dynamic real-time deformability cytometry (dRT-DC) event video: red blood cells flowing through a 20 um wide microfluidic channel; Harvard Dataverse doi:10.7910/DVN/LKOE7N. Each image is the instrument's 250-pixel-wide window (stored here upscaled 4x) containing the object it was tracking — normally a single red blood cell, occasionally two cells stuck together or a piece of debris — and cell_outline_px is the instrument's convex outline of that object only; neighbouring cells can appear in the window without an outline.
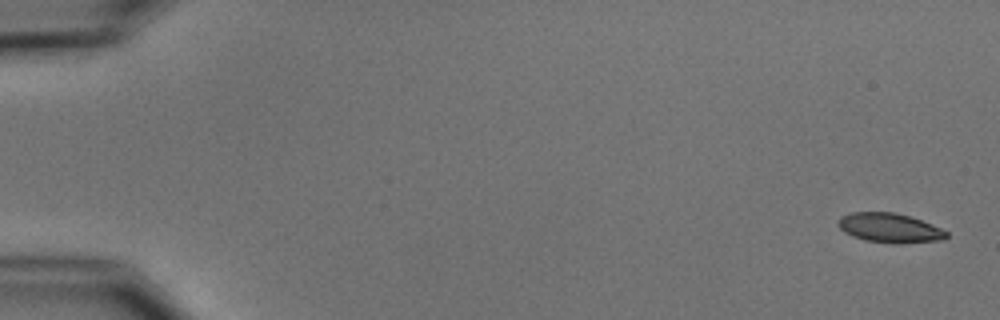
{"species": "common noctule bat (a hibernating species)", "species_latin": "Nyctalus noctula", "temperature_condition": "cold", "stored_images_in_passage": 10, "camera_frame_rate_fps": 3000, "um_per_image_px": 0.085, "animal": {"sex": "male", "body_mass_g": 15.6}, "frame": {"image": 1, "passage_image": 1, "time_ms": 0.0, "image_size_px": [1000, 320], "cell_outline_px": [[948, 236], [944, 240], [900, 244], [892, 244], [864, 240], [852, 236], [844, 232], [836, 224], [836, 220], [840, 216], [852, 212], [896, 212], [932, 224], [948, 232]], "centroid_in_image_um": [75.6, 19.38], "position_along_channel_um": 9.4, "area_um2": 18.9}}
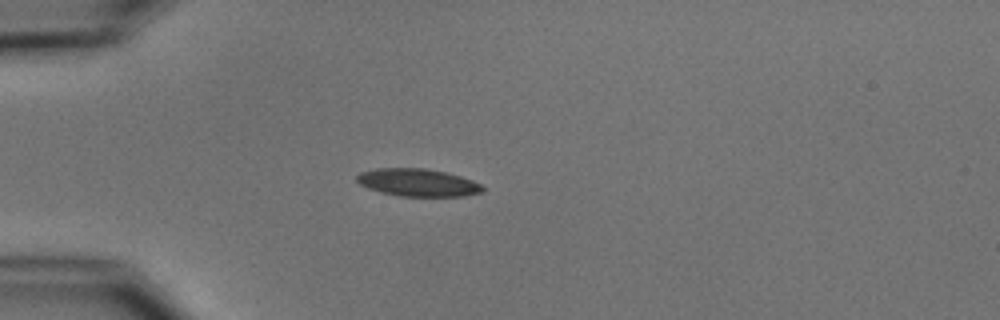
{"frame": {"image": 2, "passage_image": 4, "time_ms": 4.667, "image_size_px": [1000, 320], "cell_outline_px": [[484, 192], [464, 196], [400, 196], [380, 192], [368, 188], [360, 184], [356, 180], [356, 176], [360, 172], [376, 168], [424, 168], [444, 172], [460, 176], [472, 180], [480, 184], [484, 188]], "centroid_in_image_um": [35.5, 15.52], "position_along_channel_um": 49.5, "area_um2": 20.23}}
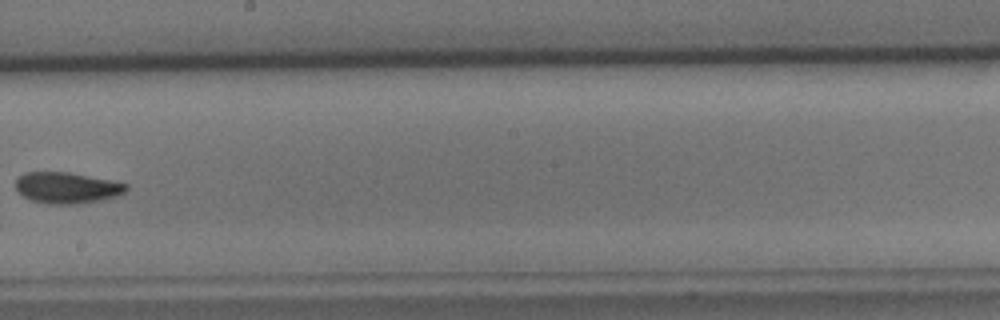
{"frame": {"image": 3, "passage_image": 9, "time_ms": 10.333, "image_size_px": [1000, 320], "cell_outline_px": [[128, 188], [124, 192], [116, 196], [100, 200], [80, 204], [48, 204], [32, 200], [24, 196], [16, 188], [16, 180], [24, 172], [68, 172], [128, 184]], "centroid_in_image_um": [5.68, 15.97], "position_along_channel_um": 242.5, "area_um2": 19.83}}